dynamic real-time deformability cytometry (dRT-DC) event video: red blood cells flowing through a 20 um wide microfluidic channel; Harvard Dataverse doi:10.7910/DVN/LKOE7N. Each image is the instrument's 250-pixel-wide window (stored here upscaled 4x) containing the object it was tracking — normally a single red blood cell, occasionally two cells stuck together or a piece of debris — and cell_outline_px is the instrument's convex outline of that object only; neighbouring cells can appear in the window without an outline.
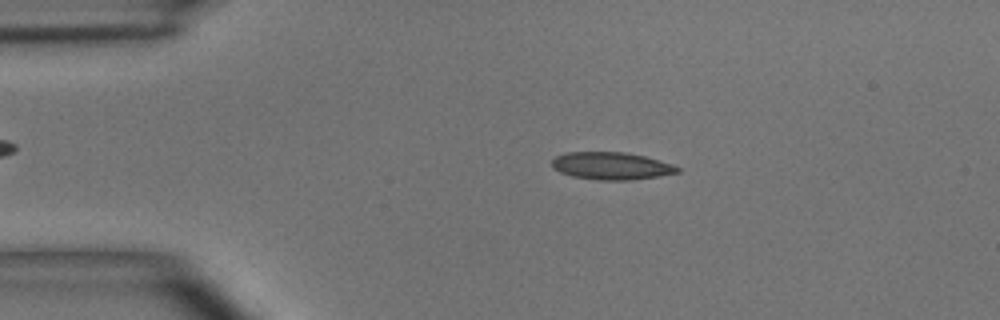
{"species": "common noctule bat (a hibernating species)", "species_latin": "Nyctalus noctula", "temperature_condition": "room temperature", "stored_images_in_passage": 3, "camera_frame_rate_fps": 3000, "um_per_image_px": 0.085, "animal": {"sex": "male", "body_mass_g": 15.6}, "frame": {"image": 1, "passage_image": 2, "time_ms": 1.0, "image_size_px": [1000, 320], "cell_outline_px": [[680, 172], [632, 180], [596, 180], [572, 176], [560, 172], [552, 168], [552, 160], [556, 156], [568, 152], [624, 152], [644, 156], [672, 164], [680, 168]], "centroid_in_image_um": [51.94, 14.1], "position_along_channel_um": 33.1, "area_um2": 20.0}}